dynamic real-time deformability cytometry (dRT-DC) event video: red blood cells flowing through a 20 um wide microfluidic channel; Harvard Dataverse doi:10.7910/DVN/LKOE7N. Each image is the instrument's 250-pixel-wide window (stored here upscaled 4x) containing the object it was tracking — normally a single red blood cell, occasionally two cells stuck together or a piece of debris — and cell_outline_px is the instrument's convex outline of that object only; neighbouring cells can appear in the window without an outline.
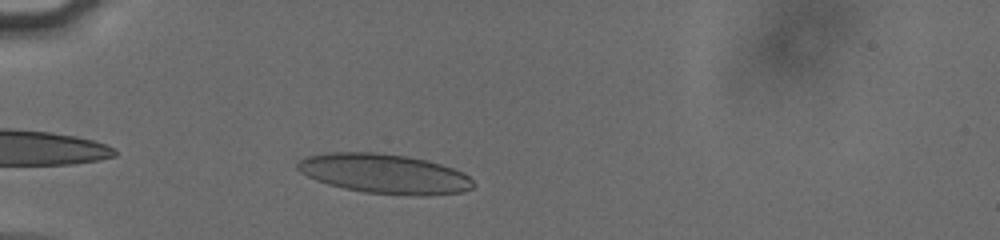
{"species": "human", "species_latin": "Homo sapiens", "temperature_condition": "cold", "stored_images_in_passage": 33, "camera_frame_rate_fps": 3000, "um_per_image_px": 0.085, "donor": {"sex": "male"}, "frame": {"image": 1, "passage_image": 3, "time_ms": 0.667, "image_size_px": [1000, 240], "cell_outline_px": [[476, 184], [472, 188], [464, 192], [428, 196], [412, 196], [364, 192], [344, 188], [328, 184], [316, 180], [300, 172], [296, 168], [296, 164], [300, 160], [308, 156], [328, 152], [376, 152], [404, 156], [424, 160], [440, 164], [464, 172]], "centroid_in_image_um": [32.69, 14.78], "position_along_channel_um": 52.3, "area_um2": 40.69}}
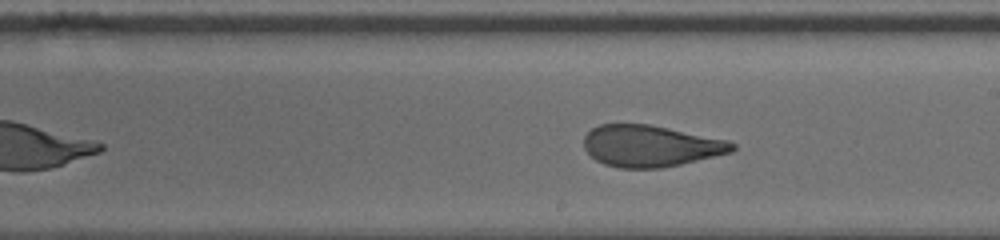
{"frame": {"image": 2, "passage_image": 19, "time_ms": 6.0, "image_size_px": [1000, 240], "cell_outline_px": [[736, 148], [732, 152], [680, 164], [660, 168], [620, 168], [604, 164], [596, 160], [584, 148], [584, 136], [592, 128], [600, 124], [648, 124], [728, 140], [736, 144]], "centroid_in_image_um": [55.29, 12.4], "position_along_channel_um": 233.7, "area_um2": 35.72}}
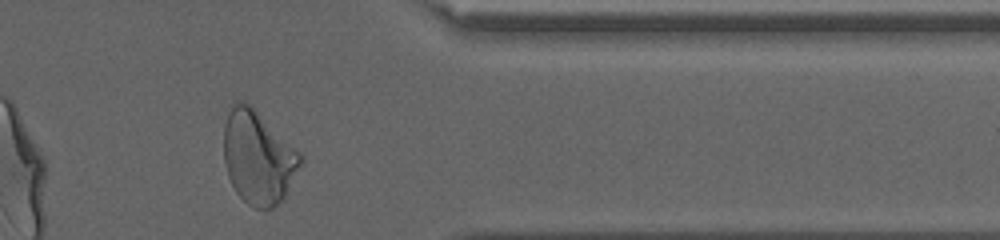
{"frame": {"image": 3, "passage_image": 32, "time_ms": 10.333, "image_size_px": [1000, 240], "cell_outline_px": [[304, 160], [284, 200], [272, 208], [252, 208], [236, 192], [228, 176], [224, 164], [224, 124], [228, 112], [236, 100], [240, 100], [248, 104], [300, 152], [304, 156]], "centroid_in_image_um": [21.95, 13.42], "position_along_channel_um": 389.4, "area_um2": 41.56}, "authors_computed_cell_mechanics": {"area_um2": 36.9342, "velocity_mm_per_s": 3.8089, "shape_relaxation_time_tau1_ms": null, "shape_relaxation_time_tau2_ms": 1.1407, "deformation_change_tau1": null, "deformation_change_tau2": 0.0915}}